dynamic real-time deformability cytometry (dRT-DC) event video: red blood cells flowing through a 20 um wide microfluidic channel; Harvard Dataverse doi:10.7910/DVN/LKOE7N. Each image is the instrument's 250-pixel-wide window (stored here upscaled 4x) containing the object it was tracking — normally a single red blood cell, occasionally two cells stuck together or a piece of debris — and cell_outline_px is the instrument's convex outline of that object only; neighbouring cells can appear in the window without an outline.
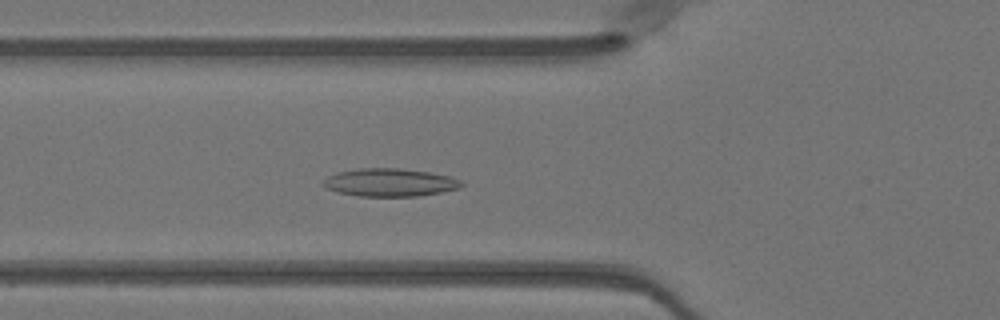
{"species": "Egyptian fruit bat (a non-hibernating species)", "species_latin": "Rousettus aegyptiacus", "temperature_condition": "warm", "stored_images_in_passage": 48, "camera_frame_rate_fps": 3000, "um_per_image_px": 0.085, "animal": {"sex": "female"}, "frame": {"image": 1, "passage_image": 16, "time_ms": 5.0, "image_size_px": [1000, 320], "cell_outline_px": [[464, 184], [460, 188], [420, 196], [360, 196], [340, 192], [328, 188], [320, 184], [328, 176], [336, 172], [360, 168], [400, 168], [428, 172], [452, 176], [460, 180]], "centroid_in_image_um": [33.16, 15.5], "position_along_channel_um": 92.6, "area_um2": 22.48}}
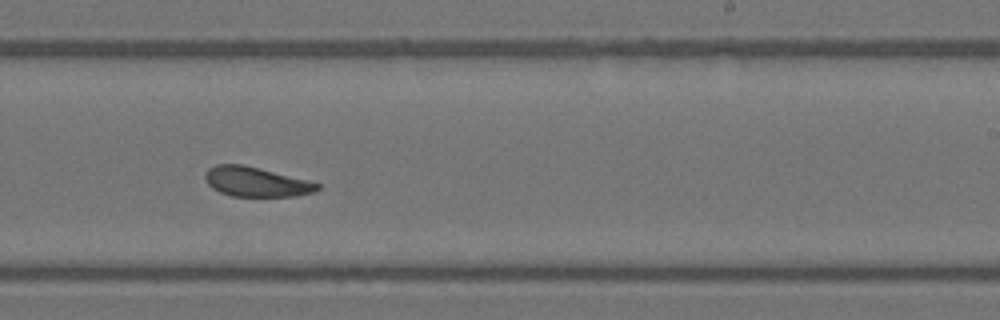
{"frame": {"image": 2, "passage_image": 29, "time_ms": 9.333, "image_size_px": [1000, 320], "cell_outline_px": [[320, 188], [312, 192], [296, 196], [232, 196], [220, 192], [212, 188], [208, 184], [204, 176], [208, 168], [216, 164], [244, 164], [308, 180], [320, 184]], "centroid_in_image_um": [21.75, 15.45], "position_along_channel_um": 267.3, "area_um2": 19.36}}
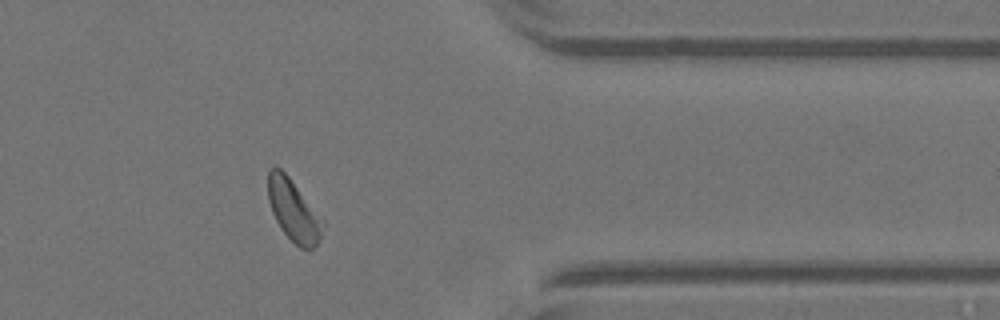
{"frame": {"image": 3, "passage_image": 39, "time_ms": 12.667, "image_size_px": [1000, 320], "cell_outline_px": [[324, 224], [320, 236], [316, 244], [308, 252], [300, 248], [280, 228], [272, 212], [268, 200], [268, 168], [276, 164], [288, 176], [324, 220]], "centroid_in_image_um": [24.93, 17.87], "position_along_channel_um": 386.5, "area_um2": 19.59}, "authors_computed_cell_mechanics": {"area_um2": 20.5768, "velocity_mm_per_s": 4.032, "shape_relaxation_time_tau1_ms": 4.3742, "shape_relaxation_time_tau2_ms": 3.1797, "deformation_change_tau1": 0.0875, "deformation_change_tau2": 0.0954}}